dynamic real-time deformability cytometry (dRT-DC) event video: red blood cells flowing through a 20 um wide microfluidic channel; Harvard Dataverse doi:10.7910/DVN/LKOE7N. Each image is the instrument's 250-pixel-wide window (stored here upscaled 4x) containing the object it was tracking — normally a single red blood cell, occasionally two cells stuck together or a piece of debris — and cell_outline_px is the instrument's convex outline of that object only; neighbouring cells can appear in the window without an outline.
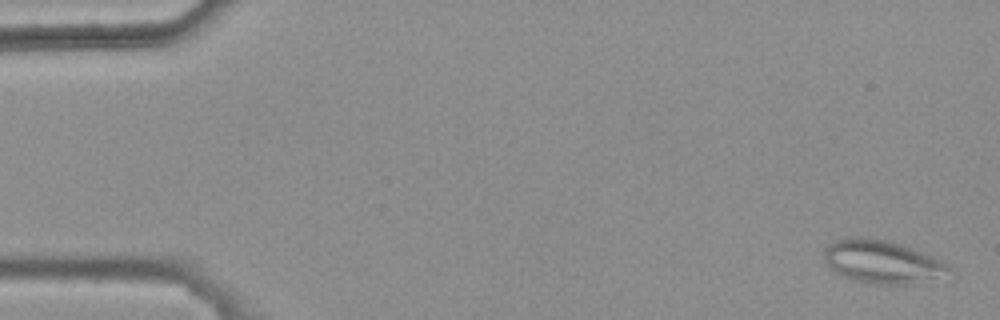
{"species": "common noctule bat (a hibernating species)", "species_latin": "Nyctalus noctula", "temperature_condition": "warm", "stored_images_in_passage": 46, "camera_frame_rate_fps": 3000, "um_per_image_px": 0.085, "animal": {"sex": "female", "body_mass_g": 25.1}, "frame": {"image": 1, "passage_image": 2, "time_ms": 0.333, "image_size_px": [1000, 320], "cell_outline_px": [[952, 268], [932, 276], [900, 284], [876, 284], [856, 280], [844, 276], [828, 268], [824, 260], [824, 248], [828, 244], [836, 240], [848, 236], [860, 236], [892, 240], [912, 248], [940, 260], [948, 264]], "centroid_in_image_um": [74.81, 22.17], "position_along_channel_um": 10.2, "area_um2": 30.52}}
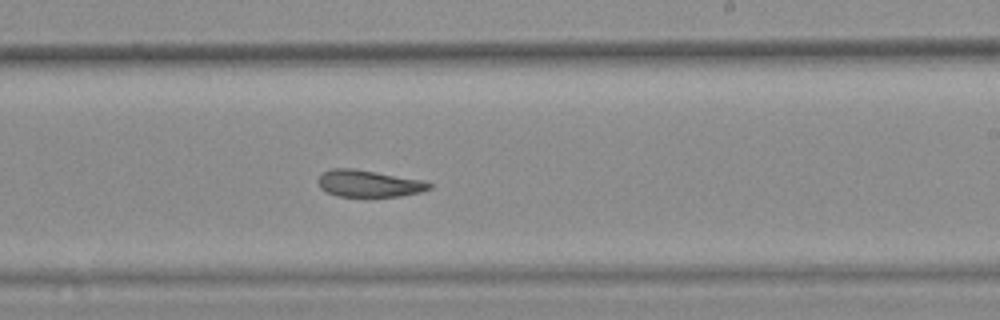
{"frame": {"image": 2, "passage_image": 33, "time_ms": 10.667, "image_size_px": [1000, 320], "cell_outline_px": [[432, 188], [420, 192], [400, 196], [336, 196], [320, 188], [316, 180], [324, 172], [332, 168], [352, 168], [424, 180], [432, 184]], "centroid_in_image_um": [31.34, 15.6], "position_along_channel_um": 257.7, "area_um2": 17.34}}
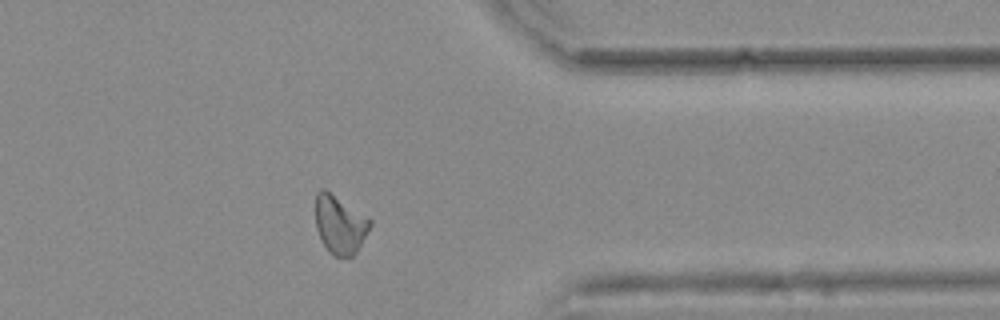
{"frame": {"image": 3, "passage_image": 44, "time_ms": 14.333, "image_size_px": [1000, 320], "cell_outline_px": [[372, 224], [356, 252], [352, 256], [332, 256], [328, 252], [316, 228], [316, 192], [320, 188], [324, 188], [372, 220]], "centroid_in_image_um": [28.88, 19.08], "position_along_channel_um": 382.5, "area_um2": 18.32}, "authors_computed_cell_mechanics": {"area_um2": 18.9006, "velocity_mm_per_s": 3.7054, "shape_relaxation_time_tau1_ms": null, "shape_relaxation_time_tau2_ms": 4.5041, "deformation_change_tau1": null, "deformation_change_tau2": 0.1261}}